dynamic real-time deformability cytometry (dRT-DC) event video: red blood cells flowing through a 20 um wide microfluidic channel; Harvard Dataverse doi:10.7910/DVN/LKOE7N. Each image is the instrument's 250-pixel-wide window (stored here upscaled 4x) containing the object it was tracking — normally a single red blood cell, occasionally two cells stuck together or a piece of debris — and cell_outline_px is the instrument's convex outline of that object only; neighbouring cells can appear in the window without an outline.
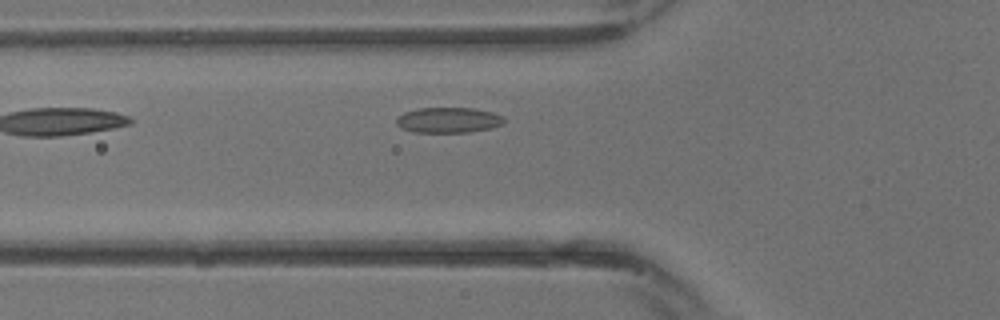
{"species": "common noctule bat (a hibernating species)", "species_latin": "Nyctalus noctula", "temperature_condition": "warm", "stored_images_in_passage": 6, "camera_frame_rate_fps": 3000, "um_per_image_px": 0.085, "animal": {"sex": "male", "body_mass_g": 13.3}, "frame": {"image": 1, "passage_image": 6, "time_ms": 1.667, "image_size_px": [1000, 320], "cell_outline_px": [[504, 124], [488, 128], [468, 132], [412, 132], [400, 128], [396, 124], [396, 116], [404, 112], [420, 108], [472, 108], [492, 112], [504, 116]], "centroid_in_image_um": [38.07, 10.2], "position_along_channel_um": 87.7, "area_um2": 16.01}}